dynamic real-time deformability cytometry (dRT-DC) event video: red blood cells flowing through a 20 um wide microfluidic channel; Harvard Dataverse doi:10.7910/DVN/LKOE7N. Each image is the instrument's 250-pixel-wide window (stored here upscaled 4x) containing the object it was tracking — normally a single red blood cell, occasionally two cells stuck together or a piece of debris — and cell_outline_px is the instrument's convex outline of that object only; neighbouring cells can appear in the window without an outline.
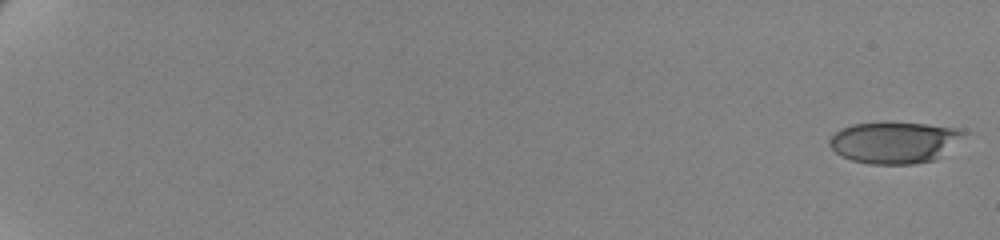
{"species": "human", "species_latin": "Homo sapiens", "temperature_condition": "cold", "stored_images_in_passage": 61, "camera_frame_rate_fps": 3000, "um_per_image_px": 0.085, "donor": {"sex": "female"}, "frame": {"image": 1, "passage_image": 1, "time_ms": 0.0, "image_size_px": [1000, 240], "cell_outline_px": [[968, 132], [932, 160], [912, 164], [868, 164], [852, 160], [840, 156], [828, 144], [828, 140], [840, 128], [852, 124], [928, 124], [956, 128]], "centroid_in_image_um": [75.94, 12.12], "position_along_channel_um": 9.1, "area_um2": 31.56}}
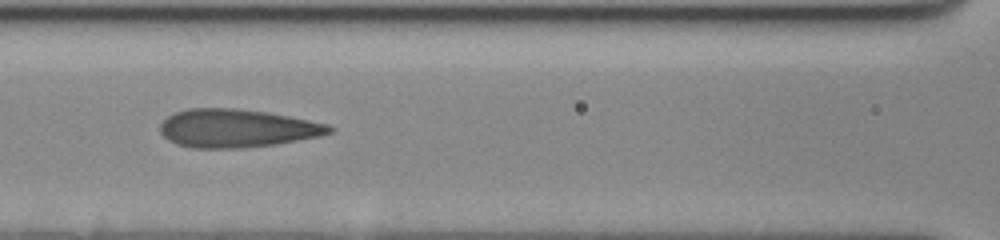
{"frame": {"image": 2, "passage_image": 32, "time_ms": 10.333, "image_size_px": [1000, 240], "cell_outline_px": [[336, 128], [332, 132], [320, 136], [276, 144], [244, 148], [192, 148], [176, 144], [168, 140], [160, 132], [160, 124], [168, 116], [176, 112], [188, 108], [236, 108], [268, 112], [328, 124]], "centroid_in_image_um": [20.13, 10.91], "position_along_channel_um": 146.5, "area_um2": 37.8}}
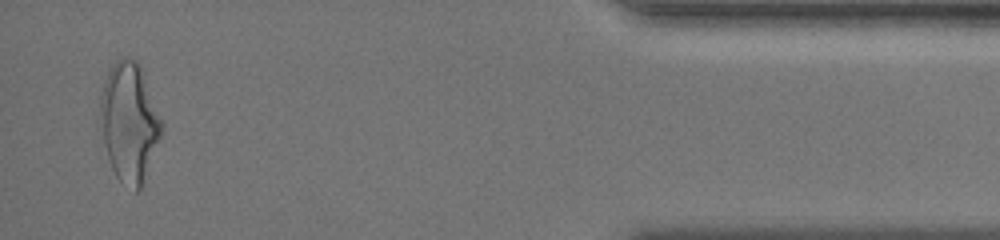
{"frame": {"image": 3, "passage_image": 60, "time_ms": 19.667, "image_size_px": [1000, 240], "cell_outline_px": [[164, 124], [160, 136], [140, 188], [136, 192], [120, 180], [116, 176], [112, 168], [108, 156], [104, 140], [100, 112], [100, 96], [104, 80], [112, 64], [116, 60], [124, 56], [128, 56], [136, 60], [140, 64], [144, 72]], "centroid_in_image_um": [11.0, 10.29], "position_along_channel_um": 424.2, "area_um2": 42.14}, "authors_computed_cell_mechanics": {"area_um2": 36.7608, "velocity_mm_per_s": 3.5114, "shape_relaxation_time_tau1_ms": 5.5049, "shape_relaxation_time_tau2_ms": 0.9992, "deformation_change_tau1": 0.1794, "deformation_change_tau2": 0.1131}}